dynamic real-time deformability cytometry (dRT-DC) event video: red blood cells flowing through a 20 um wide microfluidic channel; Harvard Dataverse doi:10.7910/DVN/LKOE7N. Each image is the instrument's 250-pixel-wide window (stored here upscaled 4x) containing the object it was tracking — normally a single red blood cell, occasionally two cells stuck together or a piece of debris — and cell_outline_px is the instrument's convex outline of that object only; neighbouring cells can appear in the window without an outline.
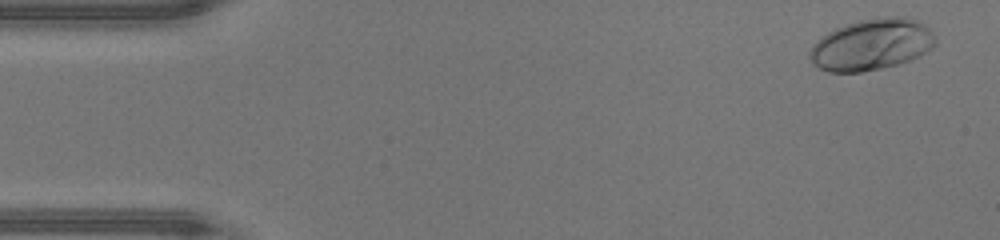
{"species": "human", "species_latin": "Homo sapiens", "temperature_condition": "warm", "stored_images_in_passage": 47, "camera_frame_rate_fps": 3000, "um_per_image_px": 0.085, "donor": {"sex": "male"}, "frame": {"image": 1, "passage_image": 2, "time_ms": 0.333, "image_size_px": [1000, 240], "cell_outline_px": [[936, 44], [932, 48], [920, 56], [896, 64], [880, 68], [860, 72], [828, 72], [812, 64], [808, 56], [812, 44], [816, 40], [828, 32], [836, 28], [860, 20], [892, 16], [904, 16], [916, 20], [924, 24], [932, 32], [936, 40]], "centroid_in_image_um": [74.07, 3.79], "position_along_channel_um": 10.9, "area_um2": 37.51}}
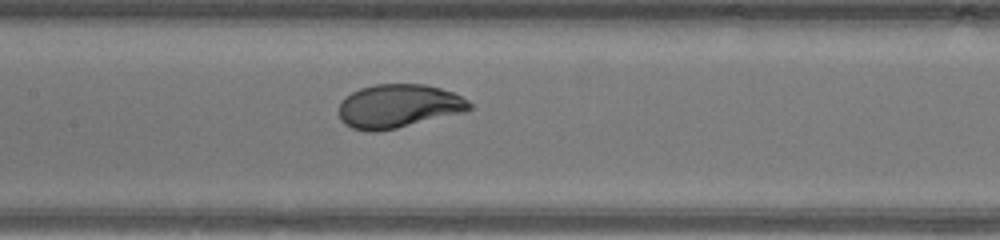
{"frame": {"image": 2, "passage_image": 22, "time_ms": 7.0, "image_size_px": [1000, 240], "cell_outline_px": [[472, 108], [464, 112], [396, 128], [352, 128], [344, 124], [340, 120], [340, 104], [344, 96], [360, 88], [376, 84], [424, 84], [440, 88], [452, 92], [468, 100], [472, 104]], "centroid_in_image_um": [33.9, 8.97], "position_along_channel_um": 173.5, "area_um2": 32.43}}
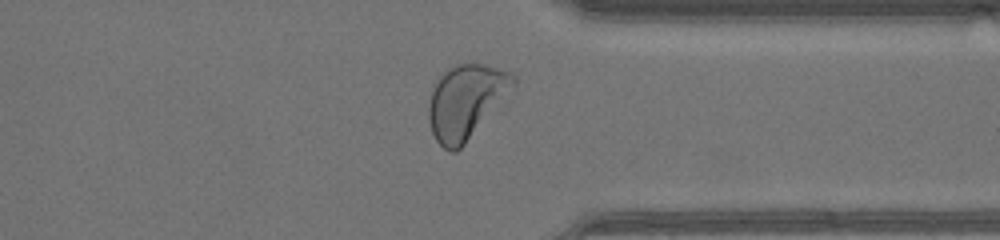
{"frame": {"image": 3, "passage_image": 36, "time_ms": 11.667, "image_size_px": [1000, 240], "cell_outline_px": [[516, 84], [464, 144], [456, 152], [448, 152], [436, 140], [432, 132], [428, 120], [428, 104], [436, 80], [448, 68], [456, 64], [484, 64], [512, 72], [516, 76]], "centroid_in_image_um": [39.58, 8.61], "position_along_channel_um": 371.8, "area_um2": 36.01}, "authors_computed_cell_mechanics": {"area_um2": 34.1598, "velocity_mm_per_s": 4.333, "shape_relaxation_time_tau1_ms": 2.7625, "shape_relaxation_time_tau2_ms": null, "deformation_change_tau1": 0.1858, "deformation_change_tau2": null}}